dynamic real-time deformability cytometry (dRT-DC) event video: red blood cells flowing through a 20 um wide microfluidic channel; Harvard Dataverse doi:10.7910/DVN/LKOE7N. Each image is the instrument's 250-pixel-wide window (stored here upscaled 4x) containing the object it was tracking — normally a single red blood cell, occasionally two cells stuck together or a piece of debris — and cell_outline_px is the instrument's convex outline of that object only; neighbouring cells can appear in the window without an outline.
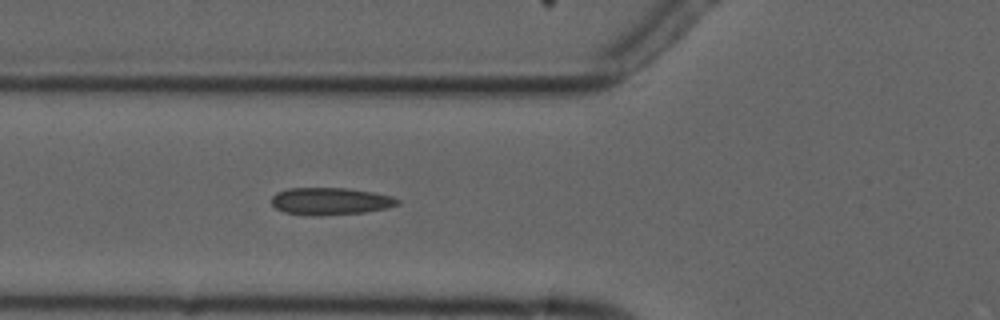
{"species": "common noctule bat (a hibernating species)", "species_latin": "Nyctalus noctula", "temperature_condition": "cold", "stored_images_in_passage": 6, "camera_frame_rate_fps": 3000, "um_per_image_px": 0.085, "animal": {"sex": "male", "forearm_length_mm": 52.5}, "frame": {"image": 1, "passage_image": 6, "time_ms": 5.667, "image_size_px": [1000, 320], "cell_outline_px": [[400, 204], [388, 208], [364, 212], [320, 216], [312, 216], [284, 212], [276, 208], [272, 204], [272, 196], [276, 192], [288, 188], [348, 188], [372, 192], [392, 196], [400, 200]], "centroid_in_image_um": [28.09, 17.1], "position_along_channel_um": 97.7, "area_um2": 20.17}}